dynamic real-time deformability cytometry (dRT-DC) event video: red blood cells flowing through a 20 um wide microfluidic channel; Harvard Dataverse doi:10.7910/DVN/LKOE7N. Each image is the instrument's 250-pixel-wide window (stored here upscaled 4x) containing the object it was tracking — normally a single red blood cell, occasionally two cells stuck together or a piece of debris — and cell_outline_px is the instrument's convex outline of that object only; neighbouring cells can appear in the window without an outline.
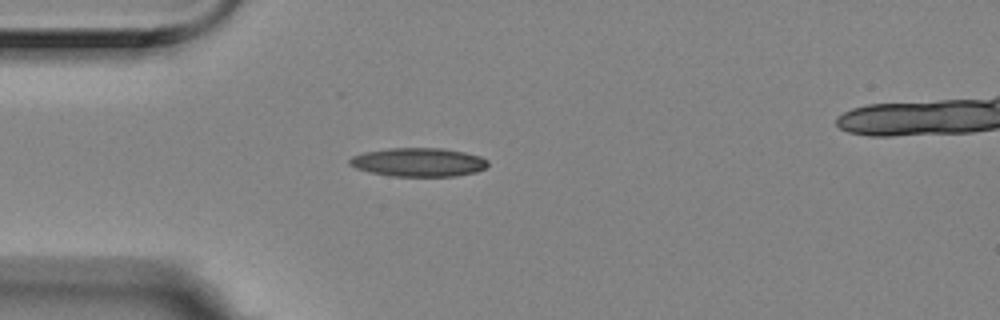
{"species": "Egyptian fruit bat (a non-hibernating species)", "species_latin": "Rousettus aegyptiacus", "temperature_condition": "room temperature", "stored_images_in_passage": 6, "camera_frame_rate_fps": 3000, "um_per_image_px": 0.085, "animal": {"sex": "female"}, "frame": {"image": 1, "passage_image": 5, "time_ms": 1.333, "image_size_px": [1000, 320], "cell_outline_px": [[488, 164], [484, 168], [476, 172], [456, 176], [392, 176], [368, 172], [356, 168], [348, 164], [348, 160], [352, 156], [364, 152], [388, 148], [444, 148], [464, 152], [480, 156], [488, 160]], "centroid_in_image_um": [35.55, 13.78], "position_along_channel_um": 49.4, "area_um2": 23.24}}